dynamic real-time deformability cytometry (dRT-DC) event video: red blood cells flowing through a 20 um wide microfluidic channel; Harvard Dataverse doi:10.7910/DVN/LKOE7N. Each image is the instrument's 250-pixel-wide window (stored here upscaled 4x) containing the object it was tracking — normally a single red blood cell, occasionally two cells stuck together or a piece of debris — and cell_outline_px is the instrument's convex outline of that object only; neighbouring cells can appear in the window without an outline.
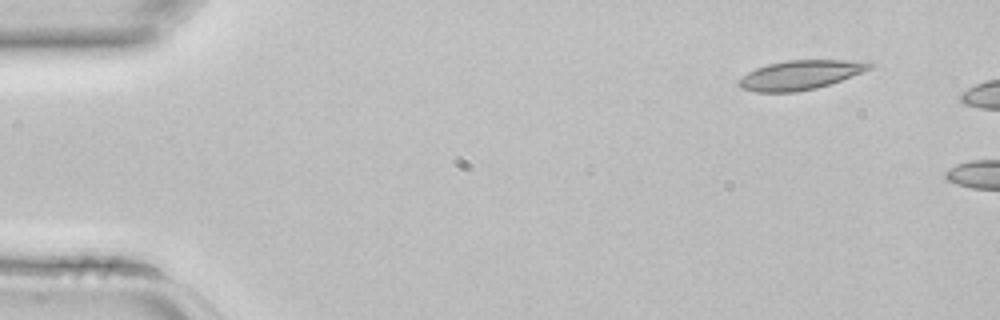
{"species": "common noctule bat (a hibernating species)", "species_latin": "Nyctalus noctula", "temperature_condition": "room temperature", "stored_images_in_passage": 2, "camera_frame_rate_fps": 3000, "um_per_image_px": 0.085, "animal": {"sex": "female", "body_mass_g": 22.7, "forearm_length_mm": 54.2}, "frame": {"image": 1, "passage_image": 1, "time_ms": 0.0, "image_size_px": [1000, 320], "cell_outline_px": [[876, 64], [872, 68], [840, 80], [816, 88], [796, 92], [756, 92], [740, 88], [736, 84], [736, 80], [748, 72], [756, 68], [768, 64], [788, 60], [872, 60]], "centroid_in_image_um": [68.04, 6.36], "position_along_channel_um": 17.0, "area_um2": 22.54}}